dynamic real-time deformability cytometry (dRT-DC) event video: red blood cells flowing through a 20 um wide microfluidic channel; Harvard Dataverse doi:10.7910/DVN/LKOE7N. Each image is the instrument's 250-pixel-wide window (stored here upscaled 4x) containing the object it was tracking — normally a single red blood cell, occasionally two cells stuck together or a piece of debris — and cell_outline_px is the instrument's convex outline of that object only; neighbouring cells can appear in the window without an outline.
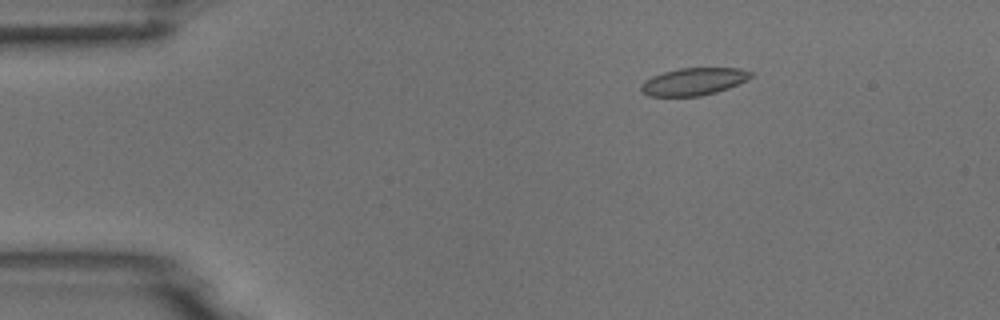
{"species": "common noctule bat (a hibernating species)", "species_latin": "Nyctalus noctula", "temperature_condition": "room temperature", "stored_images_in_passage": 5, "camera_frame_rate_fps": 3000, "um_per_image_px": 0.085, "animal": {"sex": "male", "body_mass_g": 18.8}, "frame": {"image": 1, "passage_image": 3, "time_ms": 2.667, "image_size_px": [1000, 320], "cell_outline_px": [[756, 76], [728, 88], [716, 92], [700, 96], [648, 96], [640, 88], [640, 84], [644, 80], [652, 76], [664, 72], [680, 68], [740, 68], [752, 72]], "centroid_in_image_um": [58.98, 6.93], "position_along_channel_um": 26.0, "area_um2": 17.57}}